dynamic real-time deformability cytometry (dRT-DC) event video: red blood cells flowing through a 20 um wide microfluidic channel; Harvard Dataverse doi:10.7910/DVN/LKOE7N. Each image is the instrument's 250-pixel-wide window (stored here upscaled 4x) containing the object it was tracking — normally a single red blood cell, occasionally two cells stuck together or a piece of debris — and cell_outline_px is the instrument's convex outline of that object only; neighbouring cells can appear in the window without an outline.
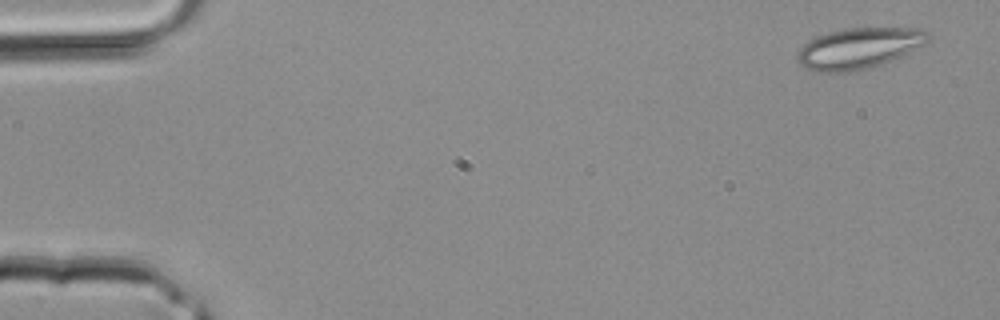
{"species": "common noctule bat (a hibernating species)", "species_latin": "Nyctalus noctula", "temperature_condition": "room temperature", "stored_images_in_passage": 38, "camera_frame_rate_fps": 3000, "um_per_image_px": 0.085, "animal": {"sex": "male", "body_mass_g": 20.4}, "frame": {"image": 1, "passage_image": 1, "time_ms": 0.0, "image_size_px": [1000, 320], "cell_outline_px": [[928, 40], [924, 44], [900, 56], [872, 68], [856, 72], [820, 72], [804, 68], [796, 60], [796, 56], [800, 48], [808, 40], [816, 36], [848, 28], [924, 28], [928, 32]], "centroid_in_image_um": [72.97, 4.12], "position_along_channel_um": 12.0, "area_um2": 31.15}}
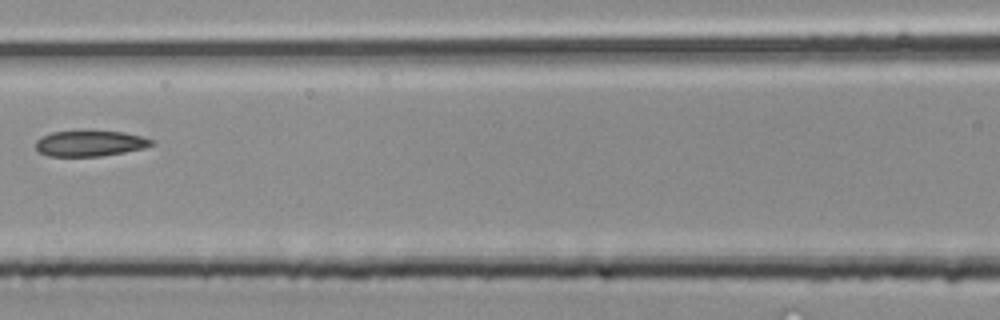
{"frame": {"image": 2, "passage_image": 17, "time_ms": 5.333, "image_size_px": [1000, 320], "cell_outline_px": [[156, 144], [144, 148], [124, 152], [100, 156], [48, 156], [40, 152], [36, 148], [36, 140], [52, 132], [124, 132], [156, 140]], "centroid_in_image_um": [7.7, 12.2], "position_along_channel_um": 158.9, "area_um2": 17.05}}
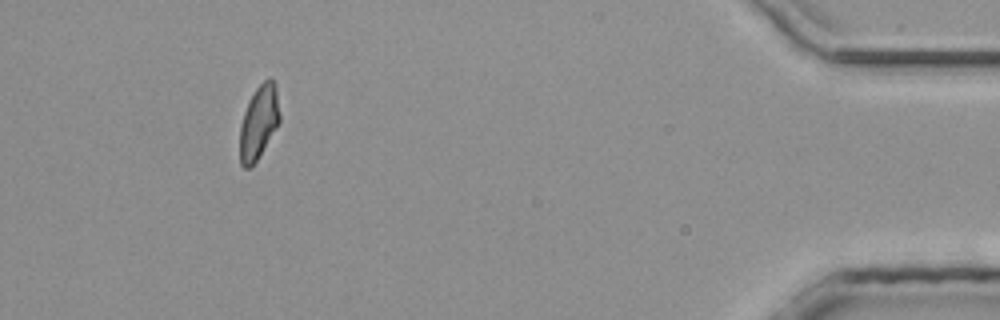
{"frame": {"image": 3, "passage_image": 35, "time_ms": 11.333, "image_size_px": [1000, 320], "cell_outline_px": [[280, 120], [276, 128], [256, 160], [248, 168], [244, 168], [240, 164], [240, 124], [248, 100], [256, 88], [268, 76], [276, 84], [280, 112]], "centroid_in_image_um": [22.0, 10.34], "position_along_channel_um": 413.2, "area_um2": 17.05}}